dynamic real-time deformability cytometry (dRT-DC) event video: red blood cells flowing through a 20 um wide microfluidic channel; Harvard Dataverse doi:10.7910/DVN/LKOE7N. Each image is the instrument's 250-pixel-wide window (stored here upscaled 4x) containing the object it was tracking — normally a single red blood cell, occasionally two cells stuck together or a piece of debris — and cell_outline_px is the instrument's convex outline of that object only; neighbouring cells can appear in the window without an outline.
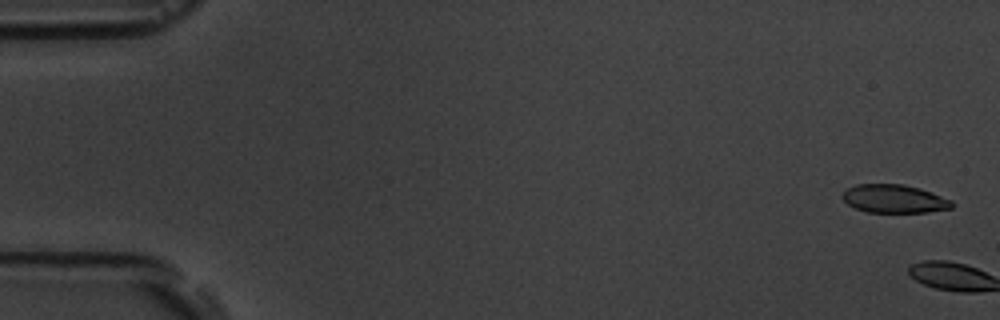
{"species": "common noctule bat (a hibernating species)", "species_latin": "Nyctalus noctula", "temperature_condition": "room temperature", "stored_images_in_passage": 5, "camera_frame_rate_fps": 3000, "um_per_image_px": 0.085, "animal": {"sex": "male", "body_mass_g": 19.5, "forearm_length_mm": 54.6}, "frame": {"image": 1, "passage_image": 1, "time_ms": 0.0, "image_size_px": [1000, 320], "cell_outline_px": [[952, 208], [928, 212], [868, 212], [856, 208], [848, 204], [840, 196], [848, 188], [856, 184], [904, 184], [920, 188], [932, 192], [952, 200]], "centroid_in_image_um": [76.01, 16.89], "position_along_channel_um": 9.0, "area_um2": 18.03}}